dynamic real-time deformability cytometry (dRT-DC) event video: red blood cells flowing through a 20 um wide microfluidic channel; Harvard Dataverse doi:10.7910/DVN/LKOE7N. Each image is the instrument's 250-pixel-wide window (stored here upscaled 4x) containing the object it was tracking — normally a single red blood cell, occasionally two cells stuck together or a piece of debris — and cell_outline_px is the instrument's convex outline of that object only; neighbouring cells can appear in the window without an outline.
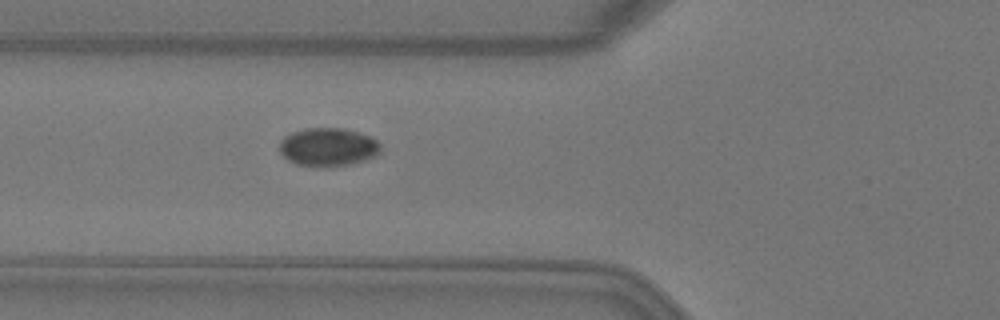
{"species": "Egyptian fruit bat (a non-hibernating species)", "species_latin": "Rousettus aegyptiacus", "temperature_condition": "warm", "stored_images_in_passage": 6, "camera_frame_rate_fps": 3000, "um_per_image_px": 0.085, "animal": {"sex": "female"}, "frame": {"image": 1, "passage_image": 6, "time_ms": 1.667, "image_size_px": [1000, 320], "cell_outline_px": [[380, 152], [364, 160], [348, 164], [324, 168], [296, 164], [288, 160], [280, 152], [280, 140], [284, 136], [292, 132], [304, 128], [344, 128], [368, 136], [376, 140], [380, 144]], "centroid_in_image_um": [27.84, 12.5], "position_along_channel_um": 98.0, "area_um2": 22.54}}